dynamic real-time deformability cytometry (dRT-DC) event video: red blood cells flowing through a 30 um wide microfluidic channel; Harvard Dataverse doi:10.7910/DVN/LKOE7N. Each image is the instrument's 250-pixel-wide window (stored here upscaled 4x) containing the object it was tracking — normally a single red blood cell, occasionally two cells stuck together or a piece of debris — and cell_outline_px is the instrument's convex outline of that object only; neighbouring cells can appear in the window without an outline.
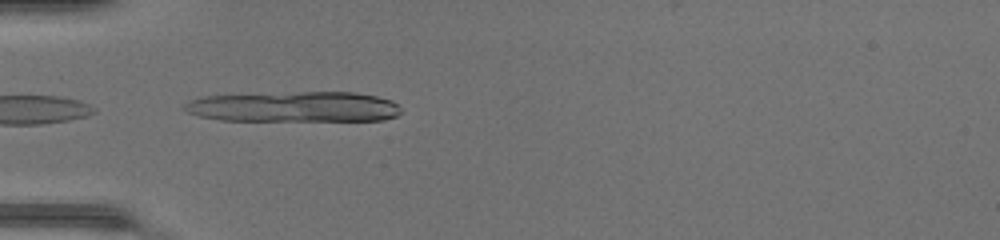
{"species": "common noctule bat (a hibernating species)", "species_latin": "Nyctalus noctula", "temperature_condition": "warm", "stored_images_in_passage": 18, "camera_frame_rate_fps": 3000, "um_per_image_px": 0.085, "animal": {"sex": "female", "body_mass_g": 17.0, "forearm_length_mm": 48.0}, "frame": {"image": 1, "passage_image": 16, "time_ms": 5.0, "image_size_px": [1000, 240], "cell_outline_px": [[400, 112], [396, 116], [384, 120], [220, 120], [200, 116], [188, 112], [184, 108], [184, 104], [200, 96], [300, 92], [352, 92], [376, 96], [392, 100], [400, 108]], "centroid_in_image_um": [25.01, 9.07], "position_along_channel_um": 60.0, "area_um2": 38.15}}